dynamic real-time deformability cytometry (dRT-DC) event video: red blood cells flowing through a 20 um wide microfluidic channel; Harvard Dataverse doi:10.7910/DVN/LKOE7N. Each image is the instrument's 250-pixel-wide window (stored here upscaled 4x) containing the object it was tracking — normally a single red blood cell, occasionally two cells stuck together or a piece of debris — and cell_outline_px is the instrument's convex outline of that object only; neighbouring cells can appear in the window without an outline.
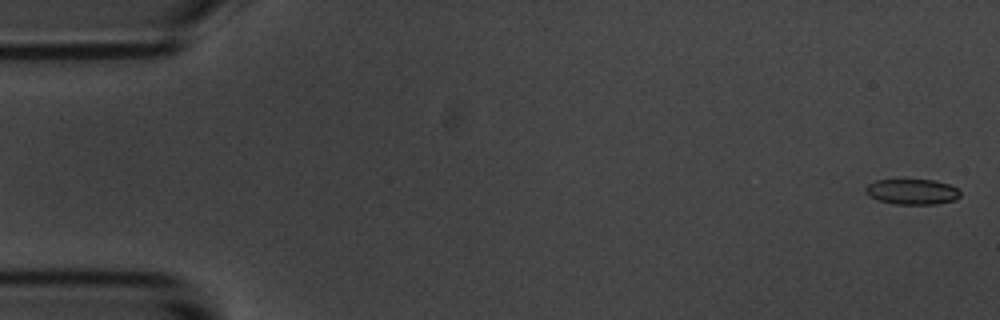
{"species": "common noctule bat (a hibernating species)", "species_latin": "Nyctalus noctula", "temperature_condition": "room temperature", "stored_images_in_passage": 57, "camera_frame_rate_fps": 3000, "um_per_image_px": 0.085, "animal": {"sex": "male", "body_mass_g": 20.1, "forearm_length_mm": 53.5}, "frame": {"image": 1, "passage_image": 2, "time_ms": 0.333, "image_size_px": [1000, 320], "cell_outline_px": [[960, 196], [956, 200], [936, 204], [896, 204], [880, 200], [868, 196], [864, 192], [864, 188], [868, 184], [876, 180], [936, 180], [948, 184], [956, 188], [960, 192]], "centroid_in_image_um": [77.52, 16.3], "position_along_channel_um": 7.5, "area_um2": 14.05}}
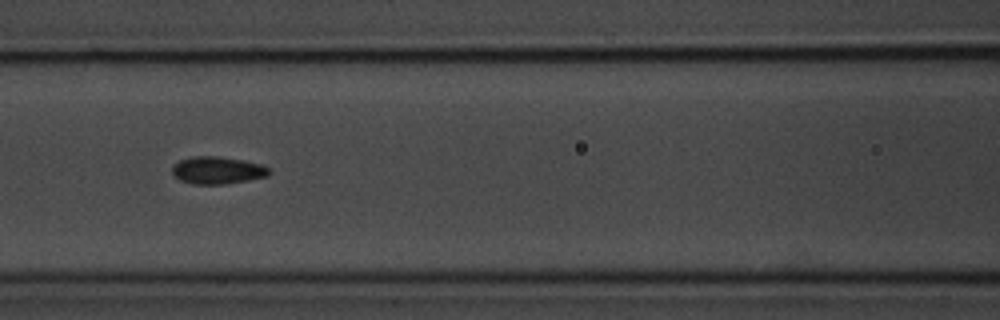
{"frame": {"image": 2, "passage_image": 25, "time_ms": 8.0, "image_size_px": [1000, 320], "cell_outline_px": [[272, 172], [268, 176], [248, 180], [224, 184], [192, 184], [180, 180], [172, 172], [172, 164], [180, 160], [192, 156], [220, 156], [244, 160], [260, 164], [268, 168]], "centroid_in_image_um": [18.48, 14.47], "position_along_channel_um": 148.1, "area_um2": 15.55}}
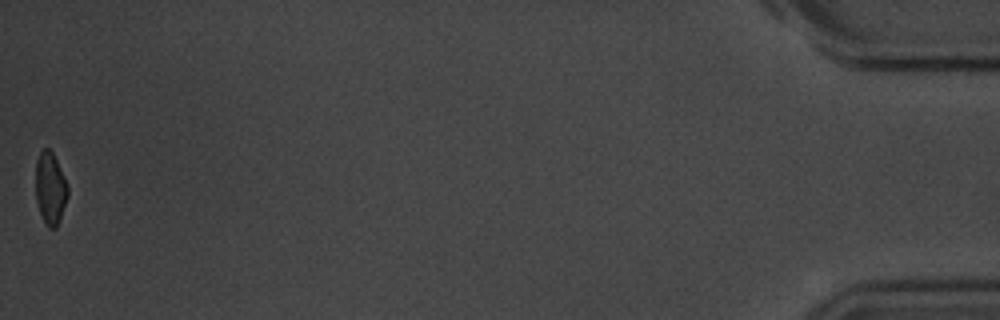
{"frame": {"image": 3, "passage_image": 57, "time_ms": 18.667, "image_size_px": [1000, 320], "cell_outline_px": [[68, 196], [56, 228], [48, 228], [40, 212], [36, 200], [36, 160], [40, 152], [44, 148], [48, 148], [52, 152], [68, 184]], "centroid_in_image_um": [4.28, 15.99], "position_along_channel_um": 430.9, "area_um2": 13.35}, "authors_computed_cell_mechanics": {"area_um2": 14.6234, "velocity_mm_per_s": 3.5809, "shape_relaxation_time_tau1_ms": 2.9382, "shape_relaxation_time_tau2_ms": 3.2721, "deformation_change_tau1": 0.0997, "deformation_change_tau2": 0.0657}}